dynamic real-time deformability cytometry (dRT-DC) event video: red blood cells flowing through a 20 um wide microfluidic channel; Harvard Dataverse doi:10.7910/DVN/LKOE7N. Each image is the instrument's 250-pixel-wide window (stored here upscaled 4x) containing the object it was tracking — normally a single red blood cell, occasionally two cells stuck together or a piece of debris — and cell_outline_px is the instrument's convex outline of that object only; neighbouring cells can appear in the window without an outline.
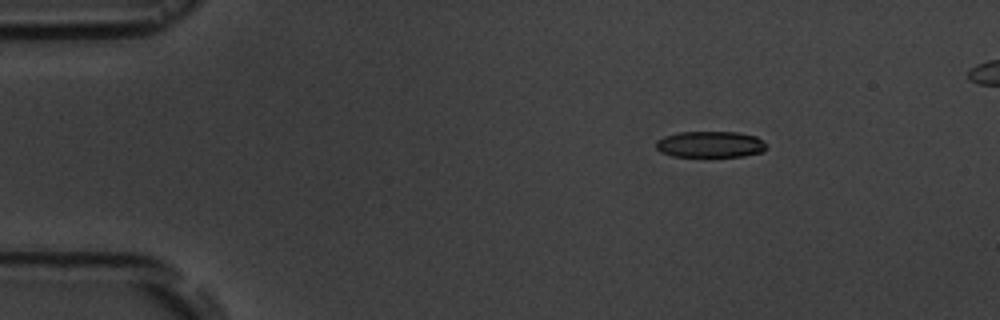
{"species": "common noctule bat (a hibernating species)", "species_latin": "Nyctalus noctula", "temperature_condition": "room temperature", "stored_images_in_passage": 4, "camera_frame_rate_fps": 3000, "um_per_image_px": 0.085, "animal": {"sex": "male", "body_mass_g": 19.5, "forearm_length_mm": 54.6}, "frame": {"image": 1, "passage_image": 1, "time_ms": 0.0, "image_size_px": [1000, 320], "cell_outline_px": [[768, 148], [764, 152], [744, 156], [704, 160], [672, 156], [660, 152], [656, 148], [656, 140], [664, 136], [680, 132], [736, 132], [756, 136], [768, 144]], "centroid_in_image_um": [60.39, 12.33], "position_along_channel_um": 24.6, "area_um2": 18.09}}